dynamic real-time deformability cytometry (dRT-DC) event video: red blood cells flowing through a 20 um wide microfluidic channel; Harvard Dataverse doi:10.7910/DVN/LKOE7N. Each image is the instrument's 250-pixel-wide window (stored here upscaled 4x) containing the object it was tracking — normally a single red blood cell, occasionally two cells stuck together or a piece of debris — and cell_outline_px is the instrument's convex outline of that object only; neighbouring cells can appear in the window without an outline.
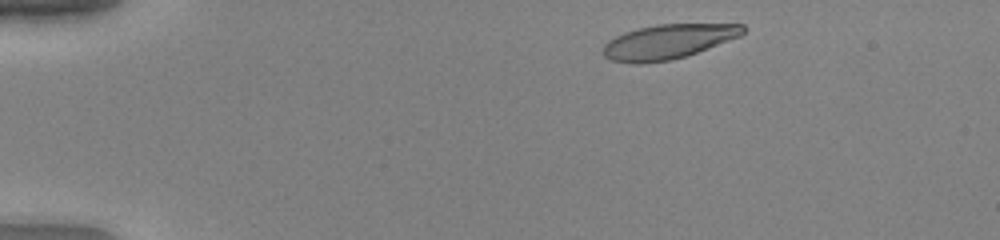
{"species": "human", "species_latin": "Homo sapiens", "temperature_condition": "warm", "stored_images_in_passage": 47, "camera_frame_rate_fps": 3000, "um_per_image_px": 0.085, "donor": {"sex": "female"}, "frame": {"image": 1, "passage_image": 4, "time_ms": 1.0, "image_size_px": [1000, 240], "cell_outline_px": [[744, 32], [740, 36], [696, 52], [672, 60], [640, 64], [632, 64], [612, 60], [604, 56], [604, 44], [608, 40], [624, 32], [640, 28], [660, 24], [744, 24]], "centroid_in_image_um": [56.76, 3.54], "position_along_channel_um": 28.2, "area_um2": 27.86}}
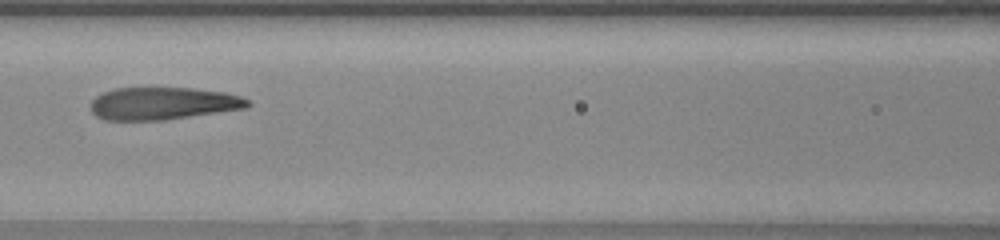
{"frame": {"image": 2, "passage_image": 20, "time_ms": 6.333, "image_size_px": [1000, 240], "cell_outline_px": [[252, 104], [248, 108], [164, 120], [104, 120], [96, 116], [92, 112], [92, 100], [96, 96], [104, 92], [116, 88], [192, 88], [224, 92], [240, 96], [248, 100]], "centroid_in_image_um": [13.88, 8.8], "position_along_channel_um": 152.7, "area_um2": 29.71}}
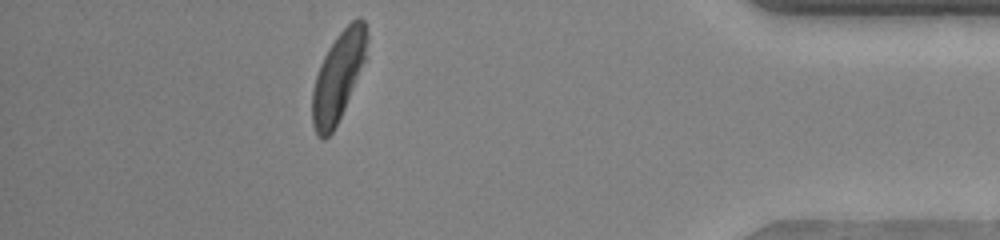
{"frame": {"image": 3, "passage_image": 42, "time_ms": 13.667, "image_size_px": [1000, 240], "cell_outline_px": [[368, 40], [364, 60], [344, 108], [332, 132], [324, 140], [320, 140], [316, 136], [312, 124], [312, 88], [320, 64], [328, 48], [336, 36], [356, 16], [360, 16], [364, 20], [368, 36]], "centroid_in_image_um": [28.72, 6.49], "position_along_channel_um": 406.5, "area_um2": 28.03}, "authors_computed_cell_mechanics": {"area_um2": 30.1716, "velocity_mm_per_s": 3.9797, "shape_relaxation_time_tau1_ms": 4.0781, "shape_relaxation_time_tau2_ms": 1.1881, "deformation_change_tau1": 0.1937, "deformation_change_tau2": 0.0856}}